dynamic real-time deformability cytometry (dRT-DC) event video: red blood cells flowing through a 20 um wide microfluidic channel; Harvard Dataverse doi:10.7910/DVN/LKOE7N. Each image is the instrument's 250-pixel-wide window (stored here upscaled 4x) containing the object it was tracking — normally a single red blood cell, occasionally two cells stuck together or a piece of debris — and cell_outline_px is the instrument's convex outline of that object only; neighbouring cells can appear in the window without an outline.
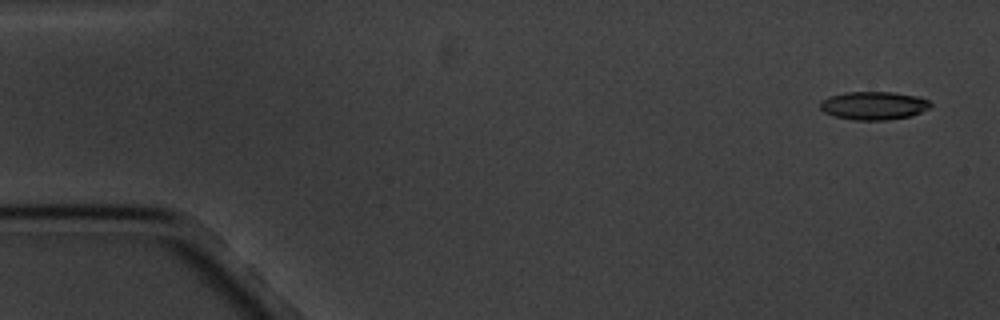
{"species": "common noctule bat (a hibernating species)", "species_latin": "Nyctalus noctula", "temperature_condition": "cold", "stored_images_in_passage": 5, "camera_frame_rate_fps": 3000, "um_per_image_px": 0.085, "animal": {"sex": "male", "body_mass_g": 20.1, "forearm_length_mm": 53.5}, "frame": {"image": 1, "passage_image": 1, "time_ms": 0.0, "image_size_px": [1000, 320], "cell_outline_px": [[932, 104], [928, 108], [912, 116], [888, 120], [852, 120], [836, 116], [824, 112], [820, 108], [820, 100], [828, 96], [844, 92], [892, 92], [916, 96], [928, 100]], "centroid_in_image_um": [74.23, 8.97], "position_along_channel_um": 10.8, "area_um2": 18.21}}